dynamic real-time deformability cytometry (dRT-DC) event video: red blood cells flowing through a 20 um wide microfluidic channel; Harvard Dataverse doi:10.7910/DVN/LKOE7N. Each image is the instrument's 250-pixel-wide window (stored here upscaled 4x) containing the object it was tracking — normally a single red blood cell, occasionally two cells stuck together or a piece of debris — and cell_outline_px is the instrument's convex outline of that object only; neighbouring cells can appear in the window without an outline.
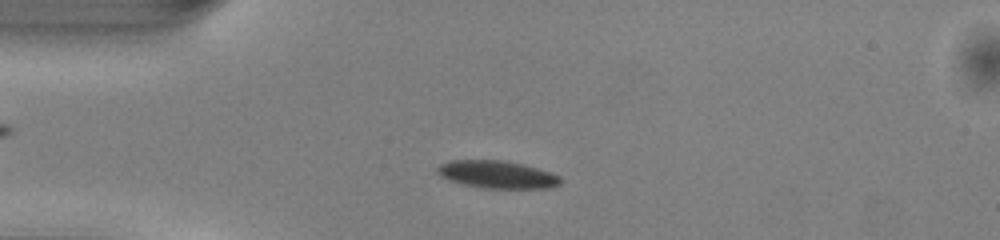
{"species": "common noctule bat (a hibernating species)", "species_latin": "Nyctalus noctula", "temperature_condition": "warm", "stored_images_in_passage": 47, "camera_frame_rate_fps": 3000, "um_per_image_px": 0.085, "animal": {"sex": "male", "body_mass_g": 13.0, "forearm_length_mm": 53.1}, "frame": {"image": 1, "passage_image": 9, "time_ms": 2.667, "image_size_px": [1000, 240], "cell_outline_px": [[564, 180], [560, 184], [548, 188], [484, 188], [460, 184], [448, 180], [440, 176], [436, 172], [436, 168], [440, 164], [448, 160], [504, 160], [524, 164], [560, 176]], "centroid_in_image_um": [42.22, 14.83], "position_along_channel_um": 42.8, "area_um2": 20.0}}
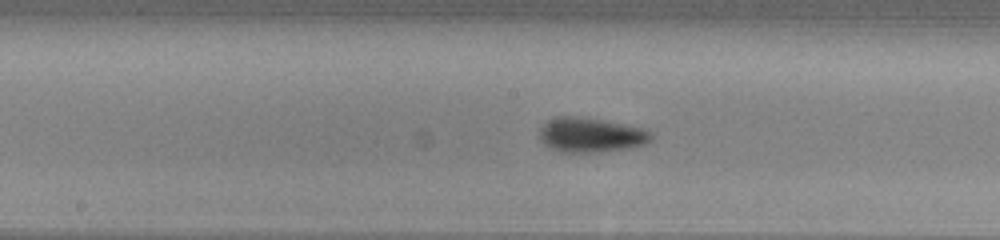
{"frame": {"image": 2, "passage_image": 22, "time_ms": 7.0, "image_size_px": [1000, 240], "cell_outline_px": [[652, 140], [644, 144], [628, 148], [600, 152], [560, 152], [544, 144], [540, 140], [540, 128], [548, 120], [556, 116], [576, 116], [604, 120], [644, 128], [652, 132]], "centroid_in_image_um": [50.23, 11.47], "position_along_channel_um": 198.0, "area_um2": 22.6}}
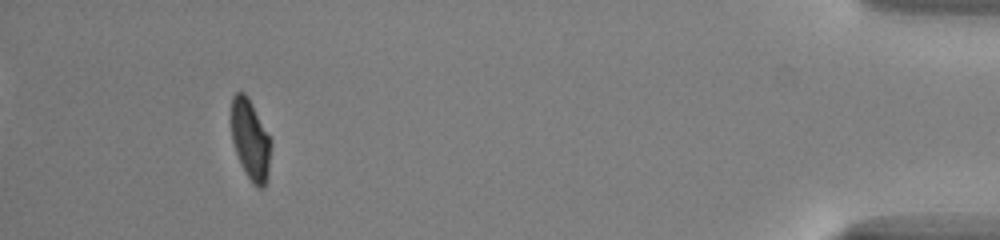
{"frame": {"image": 3, "passage_image": 43, "time_ms": 14.0, "image_size_px": [1000, 240], "cell_outline_px": [[272, 144], [268, 180], [264, 188], [256, 188], [252, 184], [240, 164], [232, 140], [232, 96], [236, 92], [244, 92], [248, 96], [272, 140]], "centroid_in_image_um": [21.32, 11.93], "position_along_channel_um": 413.9, "area_um2": 18.9}, "authors_computed_cell_mechanics": {"area_um2": 20.1144, "velocity_mm_per_s": 4.0943, "shape_relaxation_time_tau1_ms": 2.4671, "shape_relaxation_time_tau2_ms": 7.7401, "deformation_change_tau1": 0.116, "deformation_change_tau2": 0.0804}}